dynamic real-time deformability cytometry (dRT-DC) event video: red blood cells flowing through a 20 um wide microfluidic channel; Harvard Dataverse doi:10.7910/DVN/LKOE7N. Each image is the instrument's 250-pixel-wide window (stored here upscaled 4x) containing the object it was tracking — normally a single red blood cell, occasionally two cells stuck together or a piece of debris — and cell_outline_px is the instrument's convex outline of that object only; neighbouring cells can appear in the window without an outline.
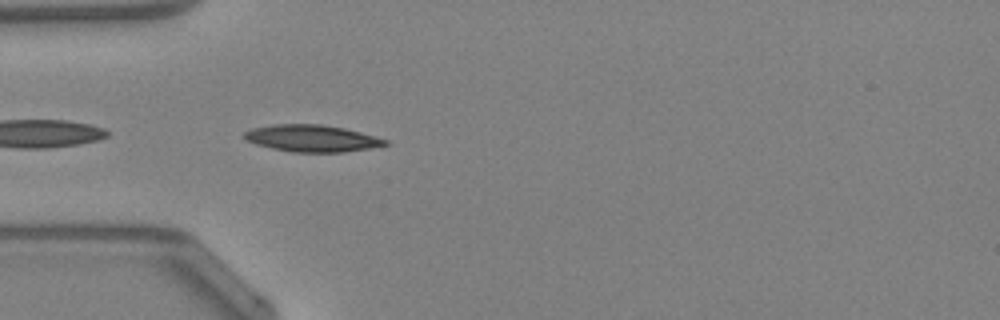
{"species": "Egyptian fruit bat (a non-hibernating species)", "species_latin": "Rousettus aegyptiacus", "temperature_condition": "warm", "stored_images_in_passage": 5, "camera_frame_rate_fps": 3000, "um_per_image_px": 0.085, "animal": {"sex": "female"}, "frame": {"image": 1, "passage_image": 1, "time_ms": 0.0, "image_size_px": [1000, 320], "cell_outline_px": [[392, 144], [344, 152], [292, 152], [272, 148], [256, 144], [248, 140], [244, 136], [244, 132], [252, 128], [272, 124], [324, 124], [344, 128], [376, 136], [388, 140]], "centroid_in_image_um": [26.55, 11.75], "position_along_channel_um": 58.5, "area_um2": 22.08}}